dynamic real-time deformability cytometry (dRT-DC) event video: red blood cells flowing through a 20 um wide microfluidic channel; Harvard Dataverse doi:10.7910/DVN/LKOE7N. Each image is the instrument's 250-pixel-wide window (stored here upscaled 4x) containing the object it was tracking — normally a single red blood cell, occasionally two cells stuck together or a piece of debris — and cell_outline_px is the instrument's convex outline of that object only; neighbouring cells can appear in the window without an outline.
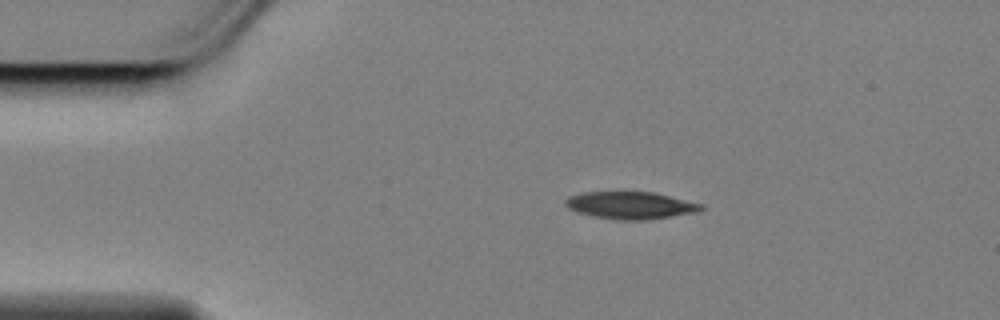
{"species": "Egyptian fruit bat (a non-hibernating species)", "species_latin": "Rousettus aegyptiacus", "temperature_condition": "cold", "stored_images_in_passage": 48, "camera_frame_rate_fps": 3000, "um_per_image_px": 0.085, "animal": {"sex": "female"}, "frame": {"image": 1, "passage_image": 1, "time_ms": 0.0, "image_size_px": [1000, 320], "cell_outline_px": [[704, 208], [700, 212], [644, 220], [620, 220], [596, 216], [576, 212], [568, 208], [564, 204], [564, 200], [568, 196], [584, 192], [656, 192], [704, 204]], "centroid_in_image_um": [53.63, 17.44], "position_along_channel_um": 31.4, "area_um2": 21.73}}
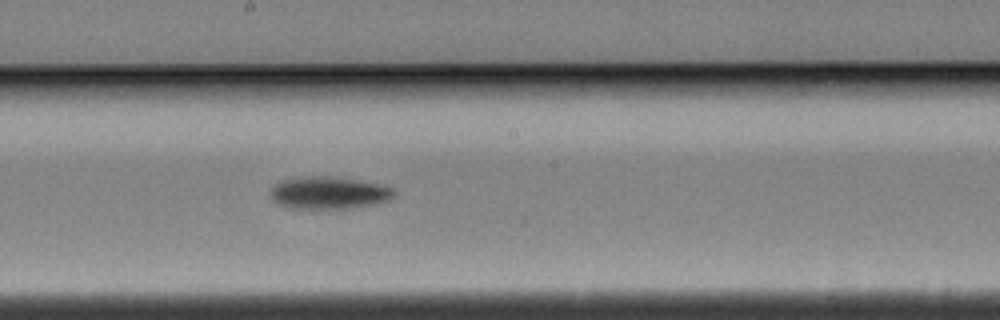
{"frame": {"image": 2, "passage_image": 21, "time_ms": 6.667, "image_size_px": [1000, 320], "cell_outline_px": [[396, 196], [388, 200], [376, 204], [352, 208], [288, 208], [272, 200], [272, 188], [276, 184], [284, 180], [304, 176], [336, 176], [384, 184], [392, 188], [396, 192]], "centroid_in_image_um": [28.03, 16.38], "position_along_channel_um": 220.2, "area_um2": 23.47}}
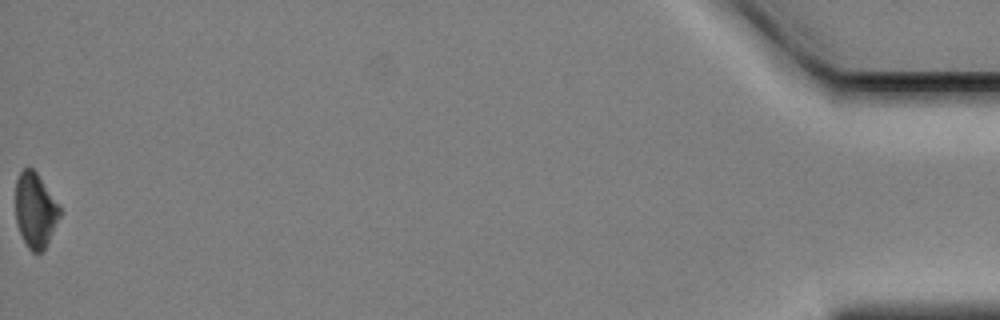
{"frame": {"image": 3, "passage_image": 48, "time_ms": 15.667, "image_size_px": [1000, 320], "cell_outline_px": [[60, 216], [44, 252], [32, 252], [28, 248], [16, 224], [16, 180], [20, 172], [24, 168], [32, 168], [36, 172], [60, 204]], "centroid_in_image_um": [3.01, 17.88], "position_along_channel_um": 432.2, "area_um2": 19.36}, "authors_computed_cell_mechanics": {"area_um2": 22.4264, "velocity_mm_per_s": 3.4587, "shape_relaxation_time_tau1_ms": 2.2983, "shape_relaxation_time_tau2_ms": null, "deformation_change_tau1": 0.1021, "deformation_change_tau2": null}}